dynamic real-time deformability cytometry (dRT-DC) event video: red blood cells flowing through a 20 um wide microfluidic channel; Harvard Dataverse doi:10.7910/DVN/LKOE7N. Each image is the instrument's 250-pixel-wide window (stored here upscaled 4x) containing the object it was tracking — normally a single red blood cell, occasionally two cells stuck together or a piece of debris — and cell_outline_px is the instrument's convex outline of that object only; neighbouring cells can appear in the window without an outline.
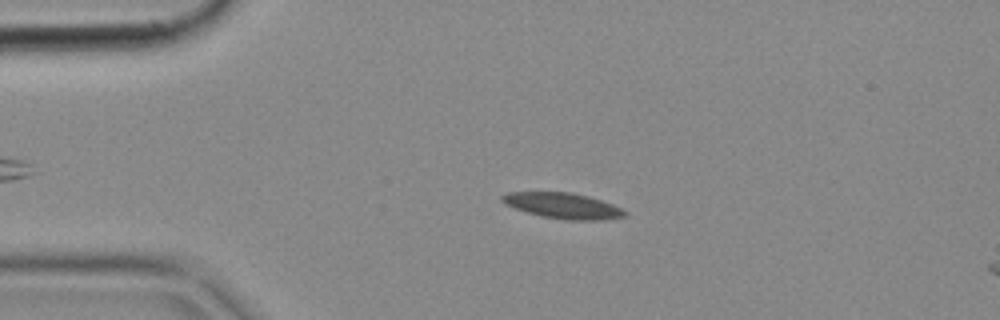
{"species": "common noctule bat (a hibernating species)", "species_latin": "Nyctalus noctula", "temperature_condition": "cold", "stored_images_in_passage": 4, "segment_of_instrument_passage": [1, 2], "camera_frame_rate_fps": 3000, "um_per_image_px": 0.085, "animal": {"sex": "female", "body_mass_g": 18.4}, "frame": {"image": 1, "passage_image": 2, "time_ms": 0.333, "image_size_px": [1000, 320], "cell_outline_px": [[628, 212], [624, 216], [604, 220], [568, 220], [540, 216], [504, 204], [500, 200], [500, 196], [508, 192], [568, 192], [588, 196], [612, 204]], "centroid_in_image_um": [47.82, 17.48], "position_along_channel_um": 37.2, "area_um2": 18.26}}